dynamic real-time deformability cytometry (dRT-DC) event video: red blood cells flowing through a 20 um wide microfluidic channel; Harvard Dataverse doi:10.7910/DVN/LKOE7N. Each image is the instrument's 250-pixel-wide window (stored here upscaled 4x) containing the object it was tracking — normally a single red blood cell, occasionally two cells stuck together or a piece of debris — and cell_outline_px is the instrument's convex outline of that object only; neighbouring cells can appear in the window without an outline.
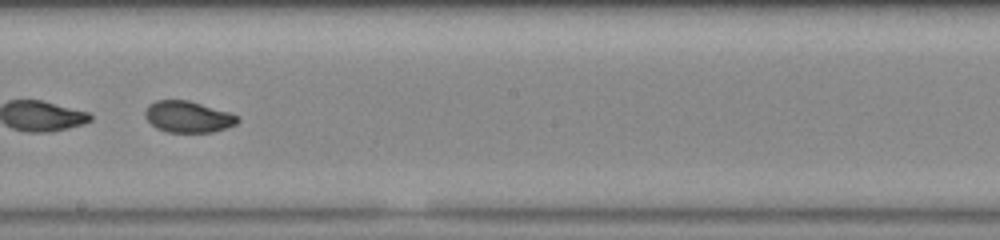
{"species": "common noctule bat (a hibernating species)", "species_latin": "Nyctalus noctula", "temperature_condition": "warm", "stored_images_in_passage": 53, "segment_of_instrument_passage": [2, 2], "camera_frame_rate_fps": 3000, "um_per_image_px": 0.085, "animal": {"sex": "female", "body_mass_g": 23.0, "forearm_length_mm": 53.4}, "frame": {"image": 1, "passage_image": 31, "time_ms": 10.0, "image_size_px": [1000, 240], "cell_outline_px": [[240, 120], [236, 124], [212, 132], [168, 132], [156, 128], [144, 116], [144, 108], [148, 104], [156, 100], [188, 100], [232, 112], [240, 116]], "centroid_in_image_um": [15.99, 9.91], "position_along_channel_um": 232.2, "area_um2": 17.17}}